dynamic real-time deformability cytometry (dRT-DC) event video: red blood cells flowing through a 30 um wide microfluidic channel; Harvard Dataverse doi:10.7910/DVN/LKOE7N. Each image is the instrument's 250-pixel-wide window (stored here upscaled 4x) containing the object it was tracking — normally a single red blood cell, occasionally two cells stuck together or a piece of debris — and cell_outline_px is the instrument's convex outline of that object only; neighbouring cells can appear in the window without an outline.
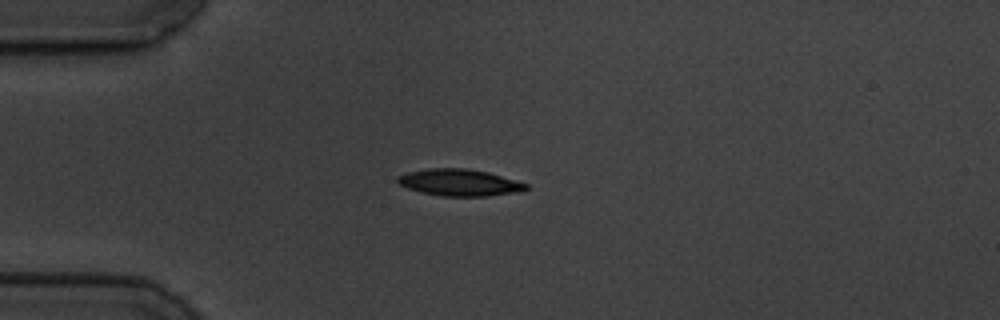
{"species": "common noctule bat (a hibernating species)", "species_latin": "Nyctalus noctula", "temperature_condition": "cold", "stored_images_in_passage": 5, "camera_frame_rate_fps": 3000, "um_per_image_px": 0.085, "animal": {"sex": "male", "body_mass_g": 19.5, "forearm_length_mm": 54.6}, "frame": {"image": 1, "passage_image": 4, "time_ms": 3.667, "image_size_px": [1000, 320], "cell_outline_px": [[528, 188], [524, 192], [488, 196], [444, 196], [420, 192], [408, 188], [400, 184], [396, 180], [396, 176], [408, 172], [428, 168], [468, 168], [488, 172], [528, 184]], "centroid_in_image_um": [39.08, 15.52], "position_along_channel_um": 45.9, "area_um2": 20.17}}